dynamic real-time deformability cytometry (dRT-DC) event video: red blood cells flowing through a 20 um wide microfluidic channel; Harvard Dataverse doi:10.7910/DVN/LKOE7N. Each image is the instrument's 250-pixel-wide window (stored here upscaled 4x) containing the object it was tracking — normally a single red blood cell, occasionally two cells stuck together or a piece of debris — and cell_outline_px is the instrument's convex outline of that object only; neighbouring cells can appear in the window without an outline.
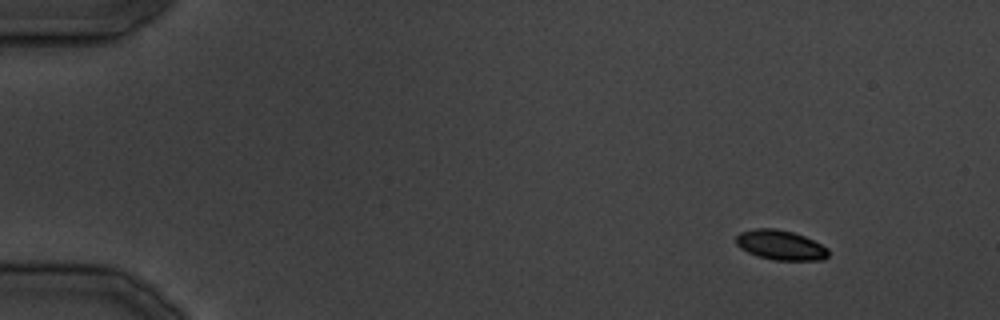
{"species": "common noctule bat (a hibernating species)", "species_latin": "Nyctalus noctula", "temperature_condition": "cold", "stored_images_in_passage": 8, "camera_frame_rate_fps": 3000, "um_per_image_px": 0.085, "animal": {"sex": "male", "body_mass_g": 19.5, "forearm_length_mm": 54.6}, "frame": {"image": 1, "passage_image": 1, "time_ms": 0.0, "image_size_px": [1000, 320], "cell_outline_px": [[828, 256], [824, 260], [776, 260], [756, 256], [740, 248], [736, 244], [736, 236], [740, 232], [756, 228], [776, 228], [792, 232], [804, 236], [828, 248]], "centroid_in_image_um": [66.33, 20.83], "position_along_channel_um": 18.7, "area_um2": 16.01}}